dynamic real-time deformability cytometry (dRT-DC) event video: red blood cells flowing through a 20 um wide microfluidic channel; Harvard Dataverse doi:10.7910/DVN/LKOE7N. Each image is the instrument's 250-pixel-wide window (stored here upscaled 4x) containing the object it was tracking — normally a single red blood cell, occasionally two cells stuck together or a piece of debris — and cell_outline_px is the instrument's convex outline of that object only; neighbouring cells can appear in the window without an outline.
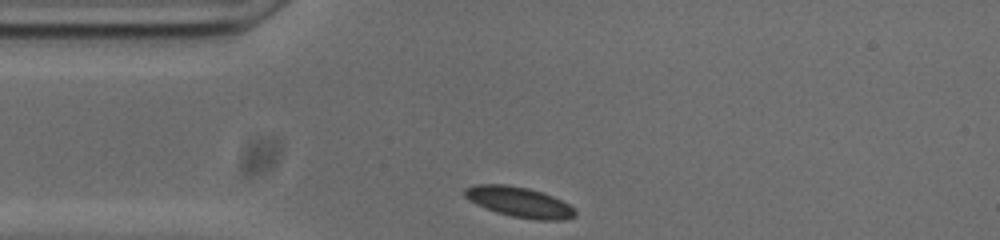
{"species": "common noctule bat (a hibernating species)", "species_latin": "Nyctalus noctula", "temperature_condition": "cold", "stored_images_in_passage": 31, "camera_frame_rate_fps": 3000, "um_per_image_px": 0.085, "animal": {"sex": "male", "body_mass_g": 20.0, "forearm_length_mm": 53.3}, "frame": {"image": 1, "passage_image": 1, "time_ms": 0.0, "image_size_px": [1000, 240], "cell_outline_px": [[576, 216], [564, 220], [536, 220], [512, 216], [496, 212], [484, 208], [468, 200], [464, 196], [464, 188], [472, 184], [504, 184], [528, 188], [552, 196], [568, 204], [576, 212]], "centroid_in_image_um": [44.09, 17.17], "position_along_channel_um": 40.9, "area_um2": 19.48}}
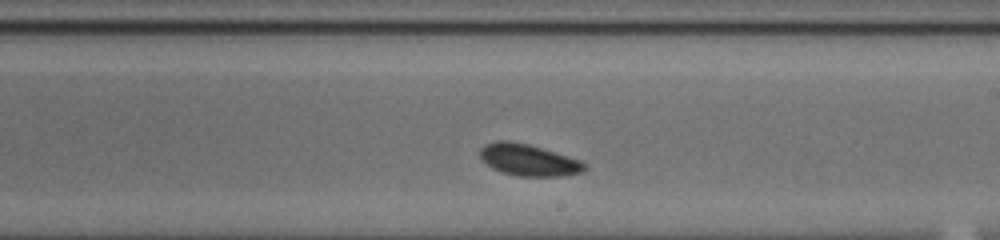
{"frame": {"image": 2, "passage_image": 19, "time_ms": 6.0, "image_size_px": [1000, 240], "cell_outline_px": [[588, 168], [580, 172], [564, 176], [520, 176], [500, 172], [492, 168], [480, 156], [480, 148], [484, 144], [496, 140], [508, 140], [528, 144], [568, 156], [580, 160]], "centroid_in_image_um": [44.9, 13.59], "position_along_channel_um": 244.1, "area_um2": 19.19}}
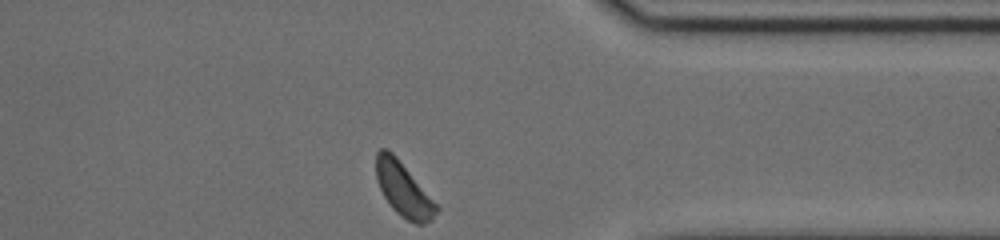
{"frame": {"image": 3, "passage_image": 31, "time_ms": 10.0, "image_size_px": [1000, 240], "cell_outline_px": [[440, 208], [424, 224], [416, 224], [400, 216], [392, 208], [384, 196], [376, 180], [376, 152], [380, 148], [388, 148], [396, 156]], "centroid_in_image_um": [34.25, 16.07], "position_along_channel_um": 377.1, "area_um2": 18.61}, "authors_computed_cell_mechanics": {"area_um2": 18.7272, "velocity_mm_per_s": 3.6612, "shape_relaxation_time_tau1_ms": 1.9289, "shape_relaxation_time_tau2_ms": null, "deformation_change_tau1": 0.0756, "deformation_change_tau2": null}}